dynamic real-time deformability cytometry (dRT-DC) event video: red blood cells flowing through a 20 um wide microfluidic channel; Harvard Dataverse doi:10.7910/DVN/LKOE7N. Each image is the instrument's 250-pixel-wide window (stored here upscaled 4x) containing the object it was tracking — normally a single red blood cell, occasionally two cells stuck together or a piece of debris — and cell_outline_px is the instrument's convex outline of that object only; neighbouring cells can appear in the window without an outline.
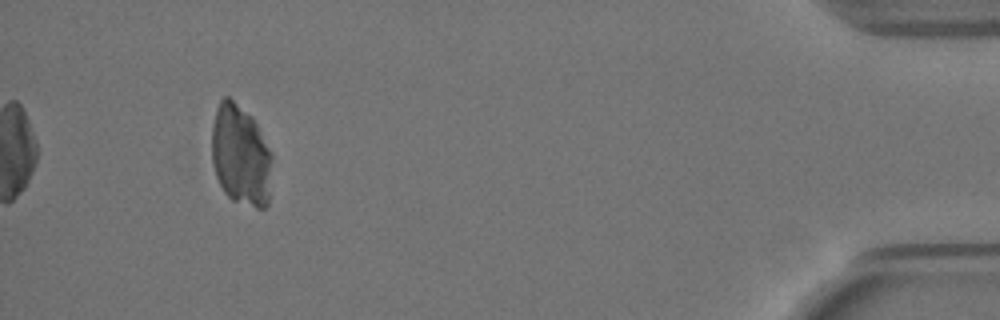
{"species": "Egyptian fruit bat (a non-hibernating species)", "species_latin": "Rousettus aegyptiacus", "temperature_condition": "warm", "stored_images_in_passage": 49, "camera_frame_rate_fps": 3000, "um_per_image_px": 0.085, "animal": {"sex": "female"}, "frame": {"image": 1, "passage_image": 49, "time_ms": 16.0, "image_size_px": [1000, 320], "cell_outline_px": [[272, 156], [268, 204], [264, 208], [256, 208], [232, 200], [224, 192], [216, 176], [212, 164], [212, 128], [216, 108], [220, 100], [224, 96], [228, 96], [252, 116], [272, 152]], "centroid_in_image_um": [20.45, 13.2], "position_along_channel_um": 414.7, "area_um2": 35.66}}